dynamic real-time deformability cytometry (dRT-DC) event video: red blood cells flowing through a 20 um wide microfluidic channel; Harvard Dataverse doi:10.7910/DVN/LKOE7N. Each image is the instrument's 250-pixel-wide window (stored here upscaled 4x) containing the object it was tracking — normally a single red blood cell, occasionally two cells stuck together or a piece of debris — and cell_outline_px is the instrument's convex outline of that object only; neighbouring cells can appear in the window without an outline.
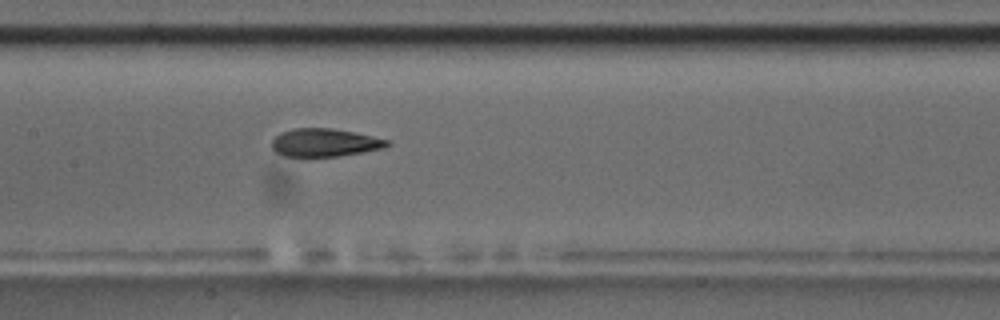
{"species": "common noctule bat (a hibernating species)", "species_latin": "Nyctalus noctula", "temperature_condition": "room temperature", "stored_images_in_passage": 8, "camera_frame_rate_fps": 3000, "um_per_image_px": 0.085, "animal": {"sex": "male", "body_mass_g": 17.5, "forearm_length_mm": 52.3}, "frame": {"image": 1, "passage_image": 8, "time_ms": 8.0, "image_size_px": [1000, 320], "cell_outline_px": [[392, 144], [384, 148], [364, 152], [336, 156], [284, 156], [276, 152], [272, 148], [272, 140], [280, 132], [292, 128], [332, 128], [372, 136], [388, 140]], "centroid_in_image_um": [27.59, 12.11], "position_along_channel_um": 179.8, "area_um2": 18.79}}